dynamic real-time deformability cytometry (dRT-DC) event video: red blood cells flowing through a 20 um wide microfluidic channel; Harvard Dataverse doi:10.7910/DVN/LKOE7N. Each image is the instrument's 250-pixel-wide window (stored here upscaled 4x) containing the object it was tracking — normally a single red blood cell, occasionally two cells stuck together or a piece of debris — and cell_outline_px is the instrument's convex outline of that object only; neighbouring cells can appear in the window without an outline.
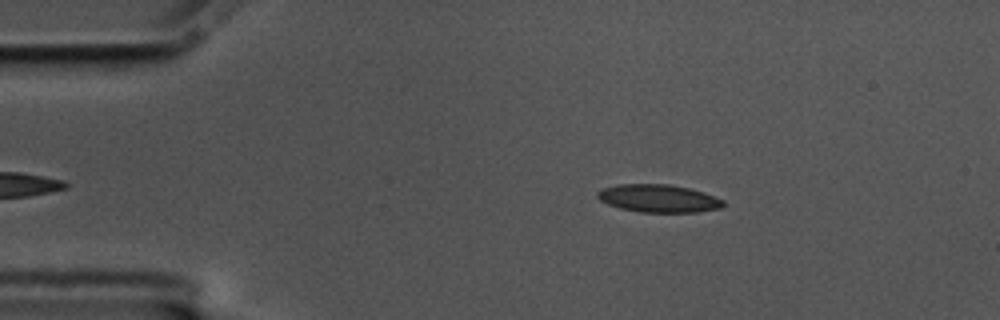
{"species": "common noctule bat (a hibernating species)", "species_latin": "Nyctalus noctula", "temperature_condition": "cold", "stored_images_in_passage": 44, "camera_frame_rate_fps": 3000, "um_per_image_px": 0.085, "animal": {"sex": "male", "body_mass_g": 17.5, "forearm_length_mm": 52.3}, "frame": {"image": 1, "passage_image": 5, "time_ms": 1.333, "image_size_px": [1000, 320], "cell_outline_px": [[724, 204], [720, 208], [696, 212], [640, 212], [620, 208], [608, 204], [600, 200], [596, 196], [596, 192], [600, 188], [616, 184], [668, 184], [688, 188], [704, 192], [724, 200]], "centroid_in_image_um": [55.93, 16.85], "position_along_channel_um": 29.1, "area_um2": 20.46}}
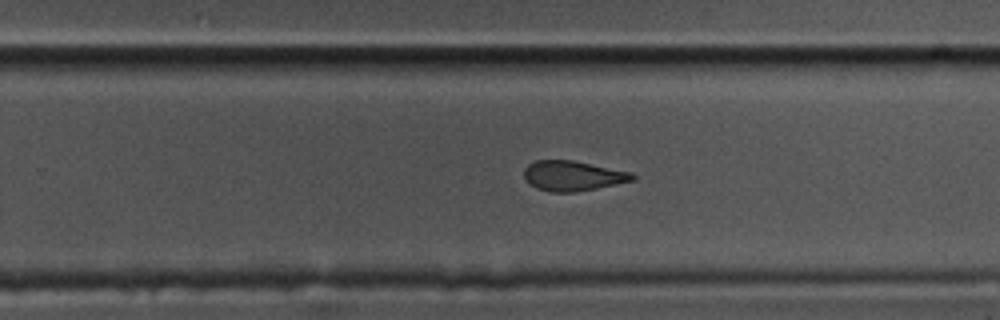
{"frame": {"image": 2, "passage_image": 31, "time_ms": 10.0, "image_size_px": [1000, 320], "cell_outline_px": [[636, 180], [576, 192], [548, 192], [536, 188], [524, 176], [524, 168], [528, 164], [536, 160], [572, 160], [632, 172], [636, 176]], "centroid_in_image_um": [48.71, 14.94], "position_along_channel_um": 281.1, "area_um2": 18.96}}
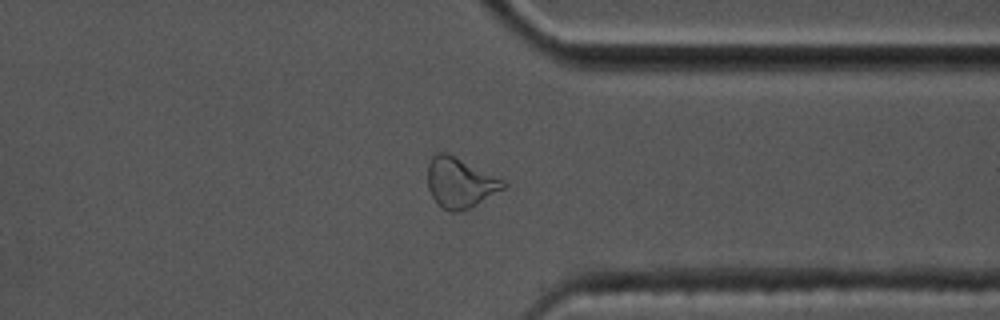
{"frame": {"image": 3, "passage_image": 39, "time_ms": 12.667, "image_size_px": [1000, 320], "cell_outline_px": [[508, 184], [504, 188], [476, 204], [468, 208], [456, 212], [448, 212], [432, 196], [428, 188], [428, 164], [432, 152], [448, 152], [504, 180]], "centroid_in_image_um": [39.07, 15.49], "position_along_channel_um": 372.3, "area_um2": 21.96}, "authors_computed_cell_mechanics": {"area_um2": 20.2011, "velocity_mm_per_s": 3.5008, "shape_relaxation_time_tau1_ms": 3.4273, "shape_relaxation_time_tau2_ms": 2.7033, "deformation_change_tau1": 0.1222, "deformation_change_tau2": 0.1101}}